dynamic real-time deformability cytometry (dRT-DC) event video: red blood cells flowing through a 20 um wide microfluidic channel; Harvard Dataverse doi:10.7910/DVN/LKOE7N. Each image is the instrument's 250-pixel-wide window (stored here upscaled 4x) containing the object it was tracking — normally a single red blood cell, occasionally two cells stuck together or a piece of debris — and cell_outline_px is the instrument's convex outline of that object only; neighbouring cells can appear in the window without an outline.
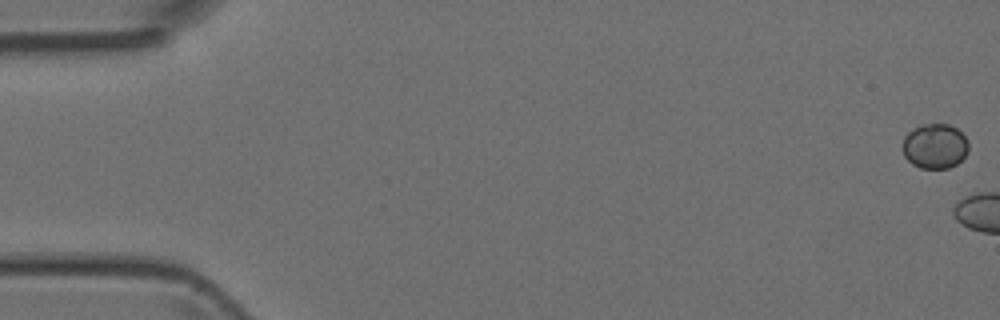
{"species": "Egyptian fruit bat (a non-hibernating species)", "species_latin": "Rousettus aegyptiacus", "temperature_condition": "room temperature", "stored_images_in_passage": 4, "camera_frame_rate_fps": 3000, "um_per_image_px": 0.085, "animal": {"sex": "female"}, "frame": {"image": 1, "passage_image": 1, "time_ms": 0.0, "image_size_px": [1000, 320], "cell_outline_px": [[968, 152], [956, 164], [948, 168], [920, 168], [912, 164], [904, 156], [904, 136], [912, 128], [920, 124], [948, 124], [956, 128], [968, 140]], "centroid_in_image_um": [79.46, 12.41], "position_along_channel_um": 5.5, "area_um2": 17.22}}